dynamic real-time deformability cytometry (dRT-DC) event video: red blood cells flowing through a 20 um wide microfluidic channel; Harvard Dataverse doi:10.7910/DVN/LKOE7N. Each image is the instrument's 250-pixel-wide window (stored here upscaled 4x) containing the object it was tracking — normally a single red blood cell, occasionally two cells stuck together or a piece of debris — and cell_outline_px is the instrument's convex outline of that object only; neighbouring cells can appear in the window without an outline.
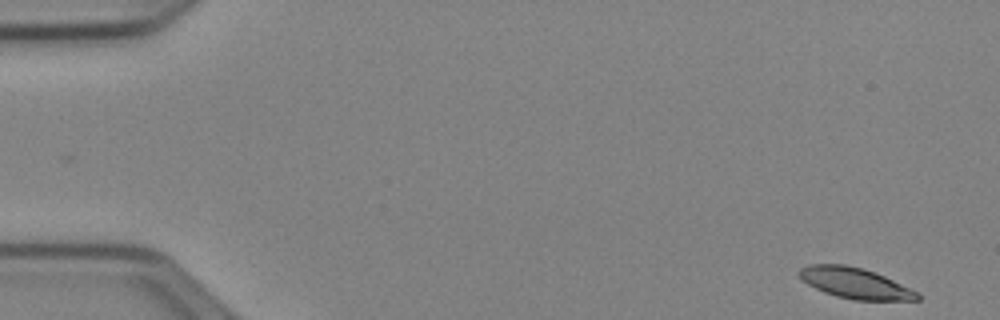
{"species": "Egyptian fruit bat (a non-hibernating species)", "species_latin": "Rousettus aegyptiacus", "temperature_condition": "cold", "stored_images_in_passage": 51, "camera_frame_rate_fps": 3000, "um_per_image_px": 0.085, "animal": {"sex": "female"}, "frame": {"image": 1, "passage_image": 1, "time_ms": 0.0, "image_size_px": [1000, 320], "cell_outline_px": [[920, 300], [856, 300], [836, 296], [824, 292], [808, 284], [796, 272], [800, 268], [808, 264], [844, 264], [864, 268], [876, 272], [920, 292]], "centroid_in_image_um": [72.71, 24.06], "position_along_channel_um": 12.3, "area_um2": 21.33}}
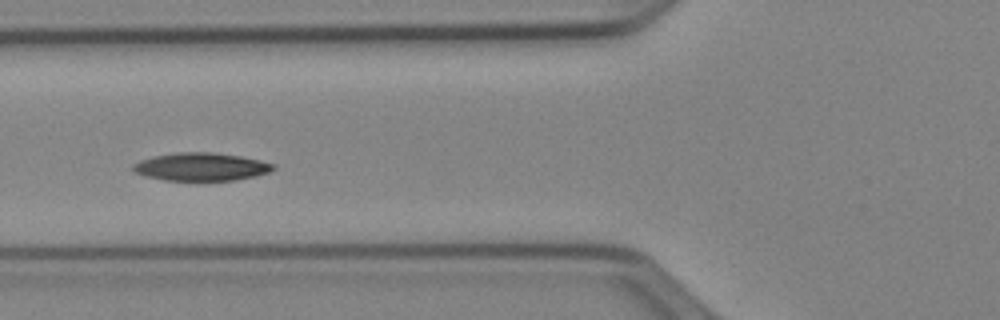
{"frame": {"image": 2, "passage_image": 19, "time_ms": 6.0, "image_size_px": [1000, 320], "cell_outline_px": [[276, 168], [268, 172], [256, 176], [236, 180], [164, 180], [144, 176], [136, 172], [132, 168], [132, 164], [140, 160], [152, 156], [176, 152], [212, 152], [240, 156], [260, 160], [276, 164]], "centroid_in_image_um": [17.1, 14.17], "position_along_channel_um": 108.7, "area_um2": 22.95}}
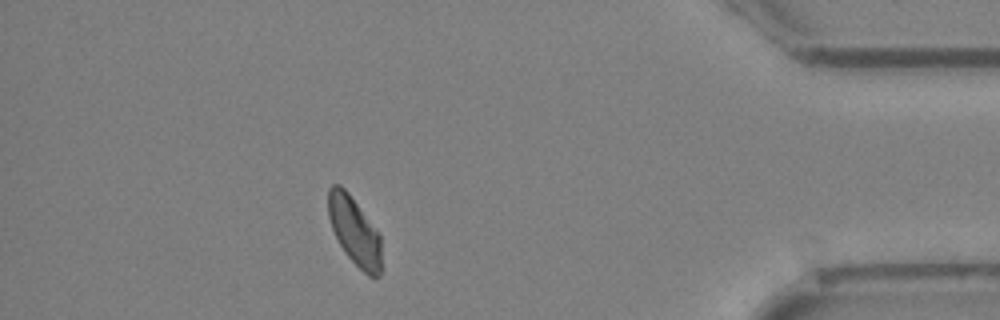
{"frame": {"image": 3, "passage_image": 45, "time_ms": 14.667, "image_size_px": [1000, 320], "cell_outline_px": [[380, 276], [376, 280], [368, 276], [344, 252], [332, 228], [328, 216], [328, 188], [332, 184], [340, 184], [348, 192], [380, 232]], "centroid_in_image_um": [30.14, 19.62], "position_along_channel_um": 405.1, "area_um2": 21.21}, "authors_computed_cell_mechanics": {"area_um2": 22.1952, "velocity_mm_per_s": 3.9231, "shape_relaxation_time_tau1_ms": 3.8868, "shape_relaxation_time_tau2_ms": null, "deformation_change_tau1": 0.0985, "deformation_change_tau2": null}}